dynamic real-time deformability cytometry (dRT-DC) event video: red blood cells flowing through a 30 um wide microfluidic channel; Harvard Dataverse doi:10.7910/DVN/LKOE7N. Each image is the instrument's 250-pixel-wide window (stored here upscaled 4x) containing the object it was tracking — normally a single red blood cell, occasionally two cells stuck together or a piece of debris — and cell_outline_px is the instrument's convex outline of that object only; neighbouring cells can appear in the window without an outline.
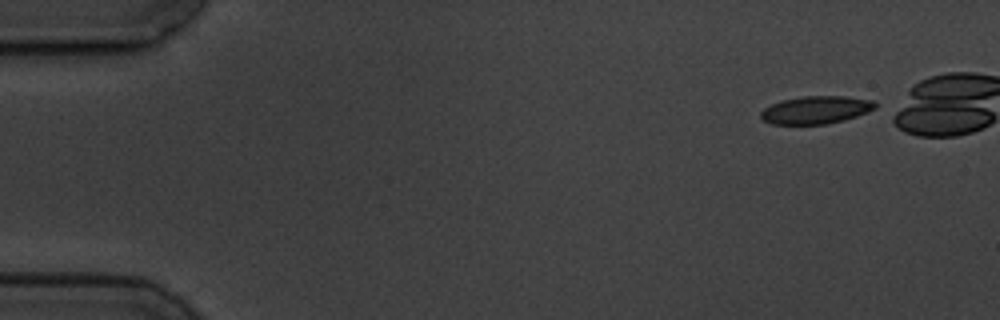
{"species": "common noctule bat (a hibernating species)", "species_latin": "Nyctalus noctula", "temperature_condition": "cold", "stored_images_in_passage": 5, "camera_frame_rate_fps": 3000, "um_per_image_px": 0.085, "animal": {"sex": "male", "body_mass_g": 19.5, "forearm_length_mm": 54.6}, "frame": {"image": 1, "passage_image": 1, "time_ms": 0.0, "image_size_px": [1000, 320], "cell_outline_px": [[876, 108], [868, 112], [844, 120], [824, 124], [772, 124], [764, 120], [760, 116], [760, 112], [764, 108], [780, 100], [804, 96], [844, 96], [872, 100], [876, 104]], "centroid_in_image_um": [69.34, 9.34], "position_along_channel_um": 15.7, "area_um2": 18.44}}